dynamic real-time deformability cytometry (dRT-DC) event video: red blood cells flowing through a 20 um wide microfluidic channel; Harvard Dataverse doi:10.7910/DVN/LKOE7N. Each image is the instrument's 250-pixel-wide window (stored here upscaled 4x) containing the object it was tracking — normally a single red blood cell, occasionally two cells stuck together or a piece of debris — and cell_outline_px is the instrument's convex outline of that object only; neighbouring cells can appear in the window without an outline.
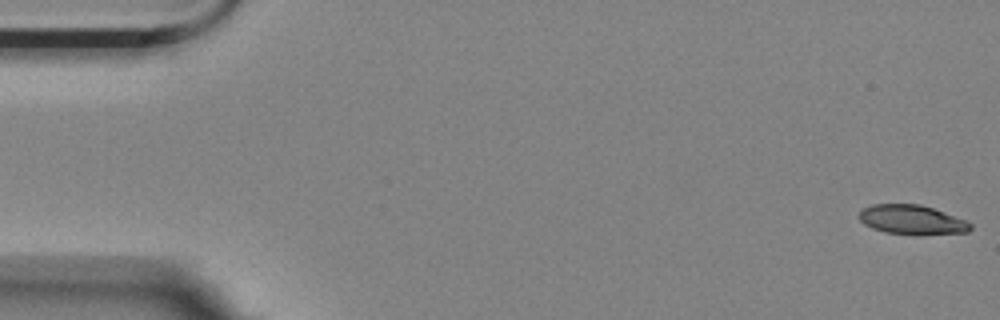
{"species": "Egyptian fruit bat (a non-hibernating species)", "species_latin": "Rousettus aegyptiacus", "temperature_condition": "room temperature", "stored_images_in_passage": 6, "camera_frame_rate_fps": 3000, "um_per_image_px": 0.085, "animal": {"sex": "female"}, "frame": {"image": 1, "passage_image": 1, "time_ms": 0.0, "image_size_px": [1000, 320], "cell_outline_px": [[972, 228], [968, 232], [920, 236], [916, 236], [884, 232], [872, 228], [864, 224], [856, 216], [864, 208], [872, 204], [920, 204], [968, 220], [972, 224]], "centroid_in_image_um": [77.54, 18.7], "position_along_channel_um": 7.5, "area_um2": 19.59}}
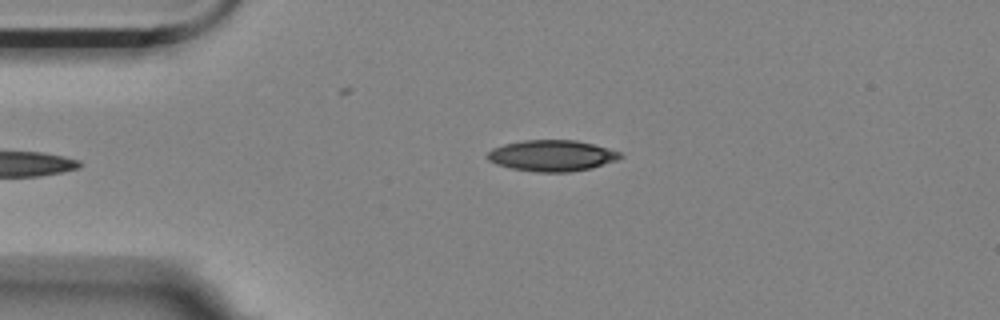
{"frame": {"image": 2, "passage_image": 6, "time_ms": 1.667, "image_size_px": [1000, 320], "cell_outline_px": [[624, 156], [616, 160], [592, 168], [568, 172], [536, 172], [512, 168], [496, 164], [488, 160], [484, 156], [492, 148], [504, 144], [524, 140], [576, 140], [608, 148], [620, 152]], "centroid_in_image_um": [46.89, 13.23], "position_along_channel_um": 38.1, "area_um2": 24.1}}